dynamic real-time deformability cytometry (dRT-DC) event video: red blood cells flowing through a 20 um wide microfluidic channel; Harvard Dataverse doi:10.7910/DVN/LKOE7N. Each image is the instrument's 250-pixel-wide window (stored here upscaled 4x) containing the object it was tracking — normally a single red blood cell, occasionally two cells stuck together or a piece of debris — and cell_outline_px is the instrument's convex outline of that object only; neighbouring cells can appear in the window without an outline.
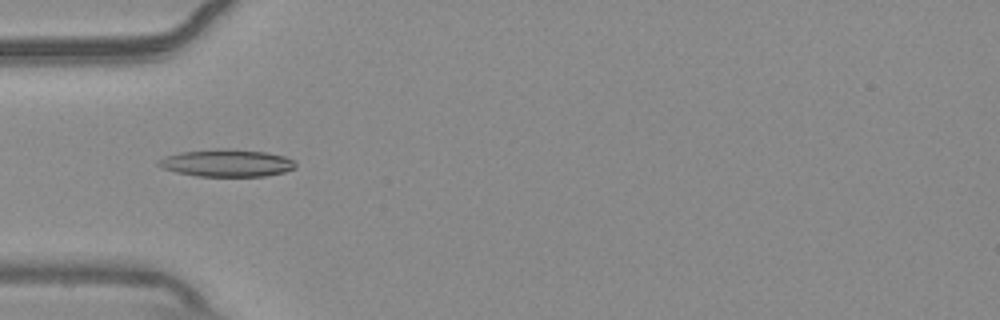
{"species": "common noctule bat (a hibernating species)", "species_latin": "Nyctalus noctula", "temperature_condition": "warm", "stored_images_in_passage": 15, "camera_frame_rate_fps": 3000, "um_per_image_px": 0.085, "animal": {"sex": "male", "body_mass_g": 20.4}, "frame": {"image": 1, "passage_image": 3, "time_ms": 0.667, "image_size_px": [1000, 320], "cell_outline_px": [[296, 168], [284, 172], [264, 176], [196, 176], [176, 172], [164, 168], [156, 164], [164, 156], [180, 152], [268, 152], [284, 156], [292, 160], [296, 164]], "centroid_in_image_um": [19.3, 13.92], "position_along_channel_um": 65.7, "area_um2": 20.52}}
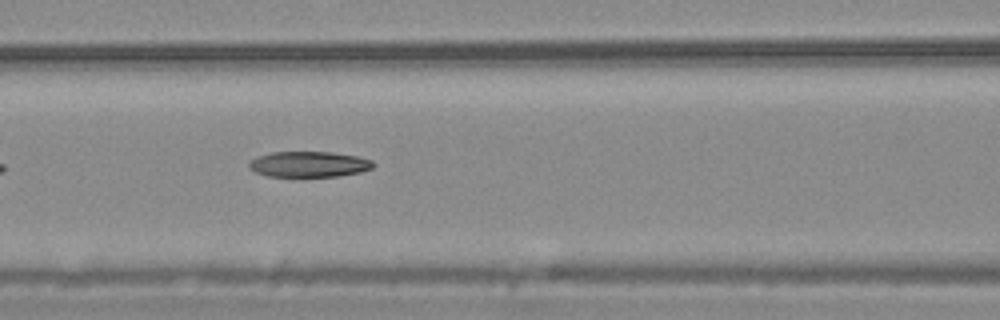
{"frame": {"image": 2, "passage_image": 9, "time_ms": 2.667, "image_size_px": [1000, 320], "cell_outline_px": [[376, 164], [372, 168], [360, 172], [340, 176], [268, 176], [256, 172], [248, 168], [248, 164], [256, 156], [272, 152], [332, 152], [356, 156], [372, 160]], "centroid_in_image_um": [26.26, 13.95], "position_along_channel_um": 140.3, "area_um2": 18.55}}